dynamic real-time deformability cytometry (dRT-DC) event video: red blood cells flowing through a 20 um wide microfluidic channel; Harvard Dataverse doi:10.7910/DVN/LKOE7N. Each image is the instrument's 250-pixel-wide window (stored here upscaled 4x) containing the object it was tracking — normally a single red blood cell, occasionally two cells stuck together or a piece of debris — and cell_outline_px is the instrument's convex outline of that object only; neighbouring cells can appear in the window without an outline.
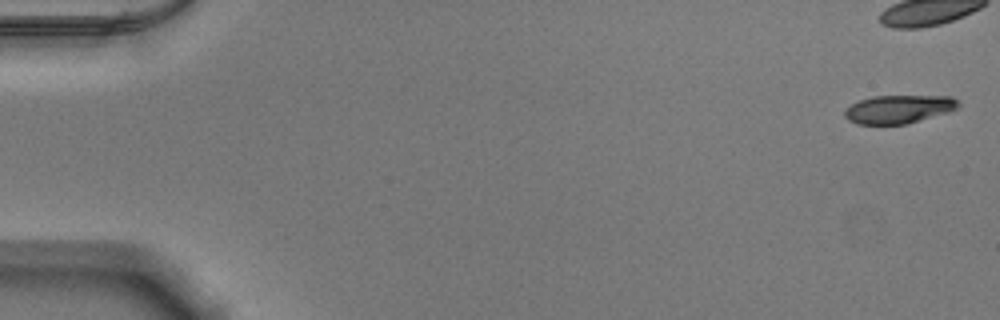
{"species": "Egyptian fruit bat (a non-hibernating species)", "species_latin": "Rousettus aegyptiacus", "temperature_condition": "warm", "stored_images_in_passage": 42, "camera_frame_rate_fps": 3000, "um_per_image_px": 0.085, "animal": {"sex": "male"}, "frame": {"image": 1, "passage_image": 1, "time_ms": 0.0, "image_size_px": [1000, 320], "cell_outline_px": [[960, 108], [948, 112], [908, 124], [856, 124], [848, 120], [844, 116], [844, 112], [852, 104], [860, 100], [872, 96], [952, 96], [960, 104]], "centroid_in_image_um": [76.41, 9.28], "position_along_channel_um": 8.6, "area_um2": 18.79}}